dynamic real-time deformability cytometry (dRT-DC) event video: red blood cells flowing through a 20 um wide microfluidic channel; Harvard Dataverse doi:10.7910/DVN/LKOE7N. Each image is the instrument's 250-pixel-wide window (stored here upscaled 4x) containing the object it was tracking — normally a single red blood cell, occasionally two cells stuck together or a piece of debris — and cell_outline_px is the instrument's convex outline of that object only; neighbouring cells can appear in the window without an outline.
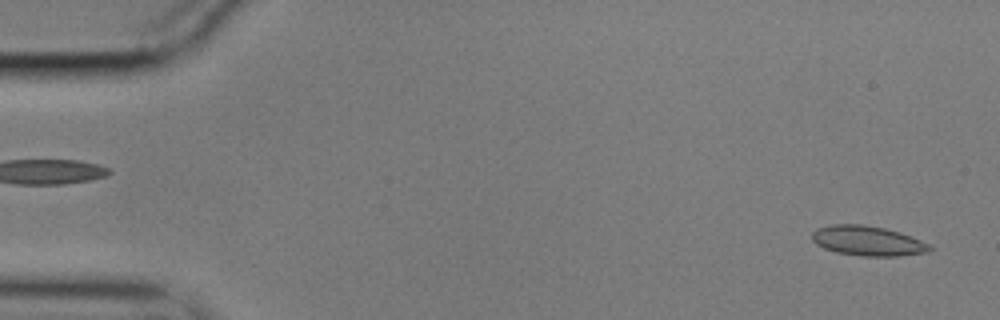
{"species": "common noctule bat (a hibernating species)", "species_latin": "Nyctalus noctula", "temperature_condition": "cold", "stored_images_in_passage": 54, "camera_frame_rate_fps": 3000, "um_per_image_px": 0.085, "animal": {"sex": "male", "body_mass_g": 17.9}, "frame": {"image": 1, "passage_image": 1, "time_ms": 0.0, "image_size_px": [1000, 320], "cell_outline_px": [[932, 248], [928, 252], [896, 256], [860, 256], [836, 252], [824, 248], [816, 244], [812, 240], [812, 232], [816, 228], [828, 224], [864, 224], [884, 228], [900, 232], [932, 244]], "centroid_in_image_um": [73.74, 20.46], "position_along_channel_um": 11.3, "area_um2": 20.69}}
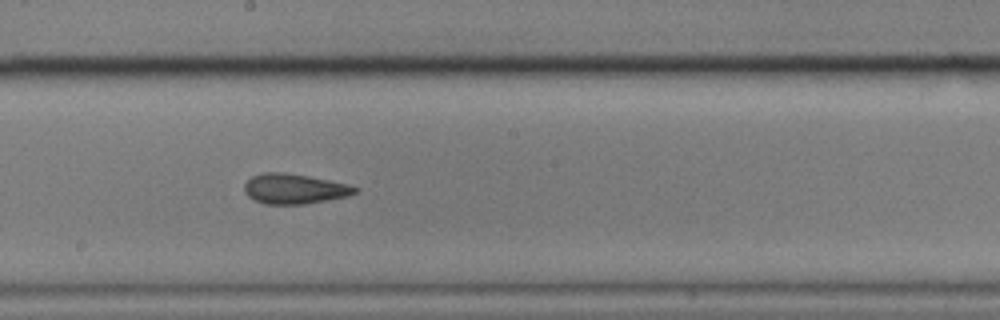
{"frame": {"image": 2, "passage_image": 29, "time_ms": 9.333, "image_size_px": [1000, 320], "cell_outline_px": [[360, 188], [356, 192], [348, 196], [328, 200], [304, 204], [264, 204], [252, 200], [244, 192], [244, 184], [252, 176], [264, 172], [284, 172], [308, 176], [348, 184]], "centroid_in_image_um": [25.0, 16.05], "position_along_channel_um": 223.2, "area_um2": 19.48}}
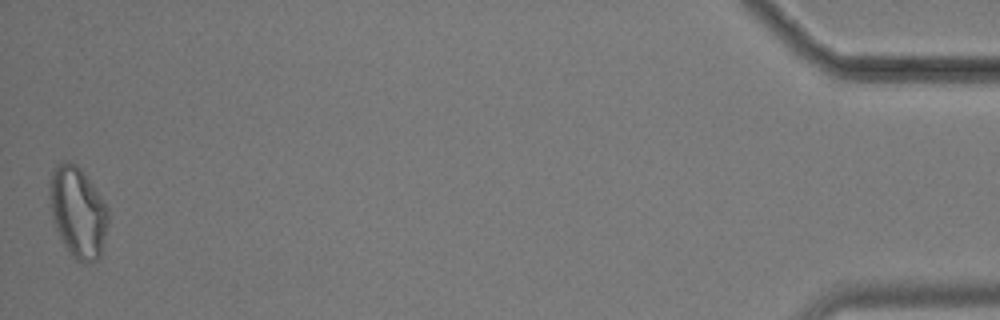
{"frame": {"image": 3, "passage_image": 54, "time_ms": 17.667, "image_size_px": [1000, 320], "cell_outline_px": [[108, 220], [100, 256], [92, 264], [84, 264], [76, 260], [72, 256], [64, 244], [52, 220], [48, 192], [48, 184], [52, 172], [56, 164], [60, 160], [68, 160], [76, 164], [80, 168], [92, 184], [108, 208]], "centroid_in_image_um": [6.58, 18.01], "position_along_channel_um": 428.6, "area_um2": 31.15}, "authors_computed_cell_mechanics": {"area_um2": 20.1144, "velocity_mm_per_s": 3.5522, "shape_relaxation_time_tau1_ms": null, "shape_relaxation_time_tau2_ms": 1.7048, "deformation_change_tau1": null, "deformation_change_tau2": 0.057}}